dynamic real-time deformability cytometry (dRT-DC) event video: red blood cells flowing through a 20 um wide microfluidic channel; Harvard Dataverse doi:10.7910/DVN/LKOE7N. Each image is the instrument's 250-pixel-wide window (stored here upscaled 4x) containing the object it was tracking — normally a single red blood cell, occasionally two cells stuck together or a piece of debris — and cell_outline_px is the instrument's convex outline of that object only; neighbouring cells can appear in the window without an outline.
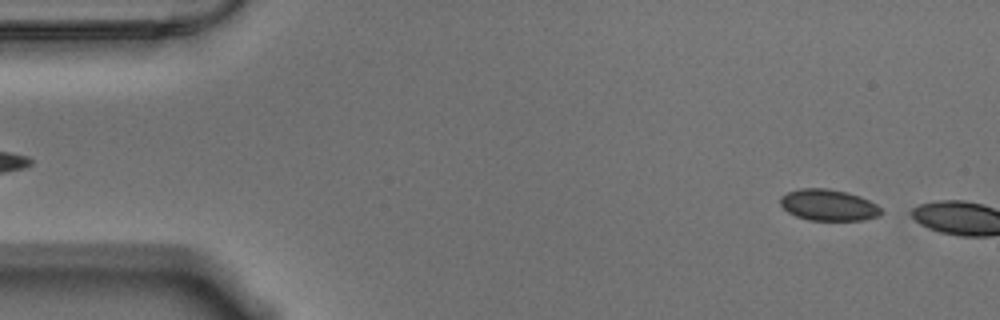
{"species": "Egyptian fruit bat (a non-hibernating species)", "species_latin": "Rousettus aegyptiacus", "temperature_condition": "warm", "stored_images_in_passage": 6, "camera_frame_rate_fps": 3000, "um_per_image_px": 0.085, "animal": {"sex": "male"}, "frame": {"image": 1, "passage_image": 3, "time_ms": 0.667, "image_size_px": [1000, 320], "cell_outline_px": [[884, 212], [880, 216], [864, 220], [808, 220], [796, 216], [788, 212], [780, 204], [780, 196], [788, 192], [800, 188], [828, 188], [848, 192], [860, 196], [876, 204]], "centroid_in_image_um": [70.43, 17.43], "position_along_channel_um": 14.6, "area_um2": 18.55}}